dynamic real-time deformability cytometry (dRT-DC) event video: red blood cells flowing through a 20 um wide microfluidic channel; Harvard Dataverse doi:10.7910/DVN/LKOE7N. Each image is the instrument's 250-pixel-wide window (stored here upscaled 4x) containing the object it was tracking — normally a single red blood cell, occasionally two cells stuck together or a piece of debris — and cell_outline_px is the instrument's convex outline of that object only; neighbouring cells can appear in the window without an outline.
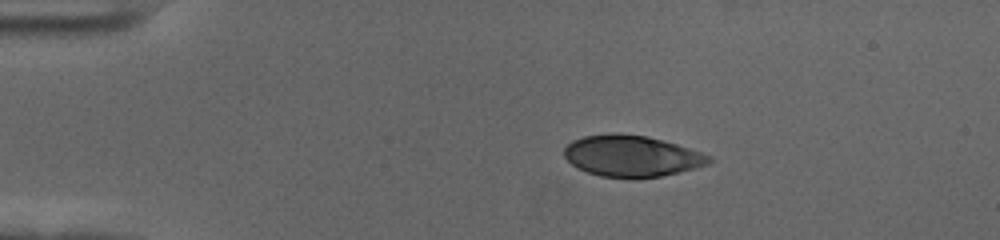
{"species": "human", "species_latin": "Homo sapiens", "temperature_condition": "cold", "stored_images_in_passage": 47, "camera_frame_rate_fps": 3000, "um_per_image_px": 0.085, "donor": {"sex": "female"}, "frame": {"image": 1, "passage_image": 1, "time_ms": 0.0, "image_size_px": [1000, 240], "cell_outline_px": [[712, 160], [708, 164], [696, 168], [660, 176], [600, 176], [576, 168], [564, 156], [564, 148], [572, 140], [584, 136], [644, 136], [676, 144], [712, 156]], "centroid_in_image_um": [53.7, 13.28], "position_along_channel_um": 31.3, "area_um2": 33.35}}
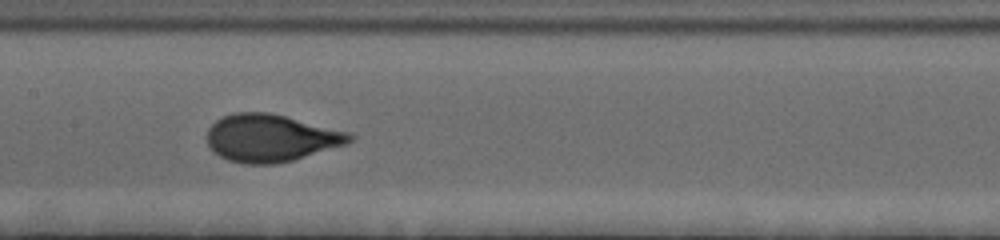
{"frame": {"image": 2, "passage_image": 19, "time_ms": 6.0, "image_size_px": [1000, 240], "cell_outline_px": [[356, 136], [352, 140], [344, 144], [292, 160], [276, 164], [244, 164], [228, 160], [212, 152], [208, 144], [208, 128], [216, 120], [232, 112], [268, 112], [348, 132]], "centroid_in_image_um": [22.96, 11.73], "position_along_channel_um": 184.4, "area_um2": 39.02}}
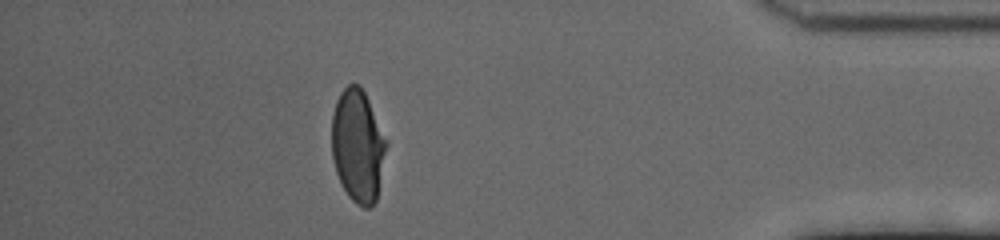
{"frame": {"image": 3, "passage_image": 41, "time_ms": 13.333, "image_size_px": [1000, 240], "cell_outline_px": [[388, 144], [376, 200], [372, 208], [364, 208], [356, 204], [348, 196], [336, 172], [332, 156], [332, 116], [336, 100], [340, 92], [348, 84], [356, 84], [364, 92], [388, 140]], "centroid_in_image_um": [30.42, 12.41], "position_along_channel_um": 404.8, "area_um2": 35.95}, "authors_computed_cell_mechanics": {"area_um2": 38.3214, "velocity_mm_per_s": 3.5403, "shape_relaxation_time_tau1_ms": 4.0431, "shape_relaxation_time_tau2_ms": null, "deformation_change_tau1": 0.1858, "deformation_change_tau2": null}}